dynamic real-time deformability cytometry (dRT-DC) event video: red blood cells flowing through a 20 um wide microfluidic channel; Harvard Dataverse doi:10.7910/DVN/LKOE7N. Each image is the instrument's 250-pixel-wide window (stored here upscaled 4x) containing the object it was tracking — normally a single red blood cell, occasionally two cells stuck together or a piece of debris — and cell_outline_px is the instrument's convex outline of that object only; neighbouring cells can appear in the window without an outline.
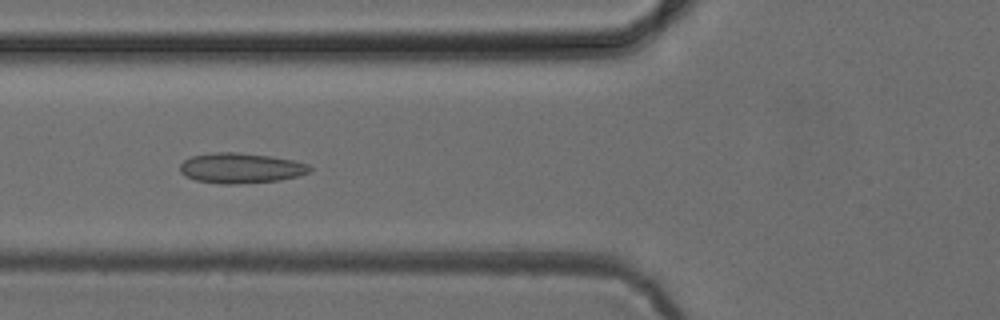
{"species": "common noctule bat (a hibernating species)", "species_latin": "Nyctalus noctula", "temperature_condition": "cold", "stored_images_in_passage": 7, "camera_frame_rate_fps": 3000, "um_per_image_px": 0.085, "animal": {"sex": "female", "body_mass_g": 24.6, "forearm_length_mm": 56.2}, "frame": {"image": 1, "passage_image": 6, "time_ms": 5.667, "image_size_px": [1000, 320], "cell_outline_px": [[312, 168], [308, 172], [296, 176], [280, 180], [236, 184], [220, 184], [196, 180], [184, 176], [180, 172], [180, 164], [184, 160], [192, 156], [212, 152], [240, 152], [272, 156], [292, 160], [308, 164]], "centroid_in_image_um": [20.43, 14.28], "position_along_channel_um": 105.4, "area_um2": 22.95}}
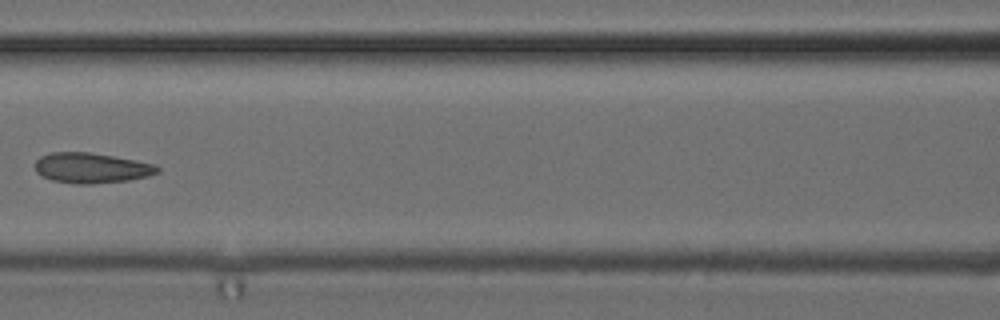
{"frame": {"image": 2, "passage_image": 7, "time_ms": 7.0, "image_size_px": [1000, 320], "cell_outline_px": [[160, 172], [148, 176], [128, 180], [92, 184], [76, 184], [52, 180], [36, 172], [36, 160], [40, 156], [52, 152], [88, 152], [136, 160], [156, 164], [160, 168]], "centroid_in_image_um": [7.8, 14.27], "position_along_channel_um": 158.8, "area_um2": 21.56}}